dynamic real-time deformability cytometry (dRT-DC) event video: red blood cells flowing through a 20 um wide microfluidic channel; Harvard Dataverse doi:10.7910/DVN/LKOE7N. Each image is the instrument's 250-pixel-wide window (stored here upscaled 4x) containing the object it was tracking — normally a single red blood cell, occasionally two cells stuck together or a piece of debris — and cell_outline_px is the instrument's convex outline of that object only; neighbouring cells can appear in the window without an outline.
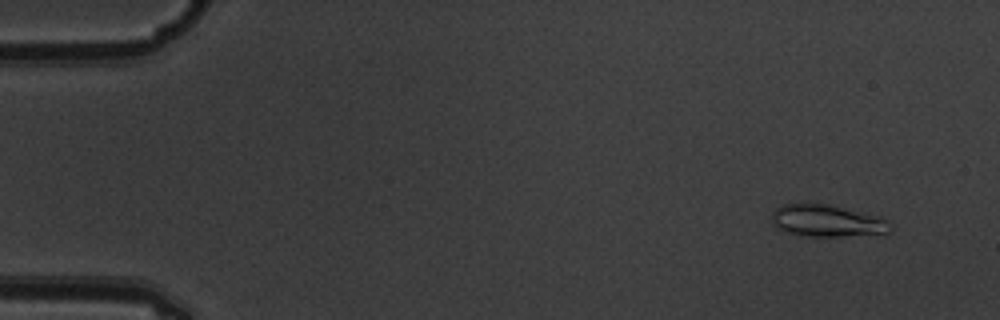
{"species": "common noctule bat (a hibernating species)", "species_latin": "Nyctalus noctula", "temperature_condition": "warm", "stored_images_in_passage": 6, "camera_frame_rate_fps": 3000, "um_per_image_px": 0.085, "animal": {"sex": "male", "body_mass_g": 19.5, "forearm_length_mm": 54.6}, "frame": {"image": 1, "passage_image": 1, "time_ms": 0.0, "image_size_px": [1000, 320], "cell_outline_px": [[892, 232], [840, 236], [796, 236], [780, 228], [772, 220], [772, 212], [780, 204], [828, 204], [880, 216], [888, 220], [892, 228]], "centroid_in_image_um": [70.32, 18.77], "position_along_channel_um": 14.7, "area_um2": 21.96}}
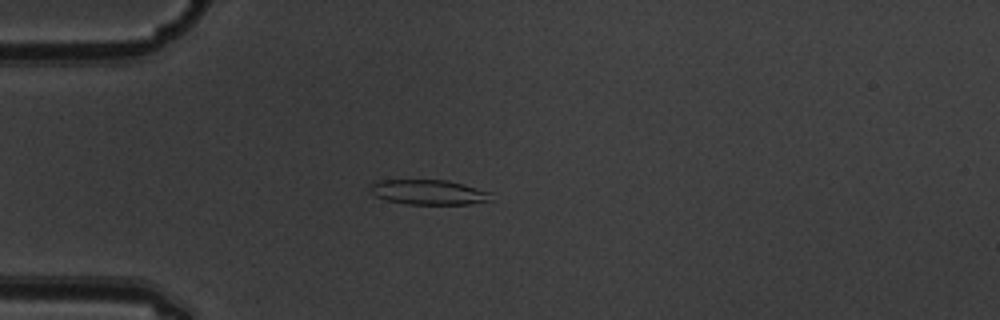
{"frame": {"image": 2, "passage_image": 4, "time_ms": 1.0, "image_size_px": [1000, 320], "cell_outline_px": [[492, 200], [468, 204], [408, 204], [384, 200], [376, 196], [372, 192], [368, 184], [380, 180], [448, 180], [464, 184], [492, 192]], "centroid_in_image_um": [36.44, 16.33], "position_along_channel_um": 48.6, "area_um2": 17.69}}